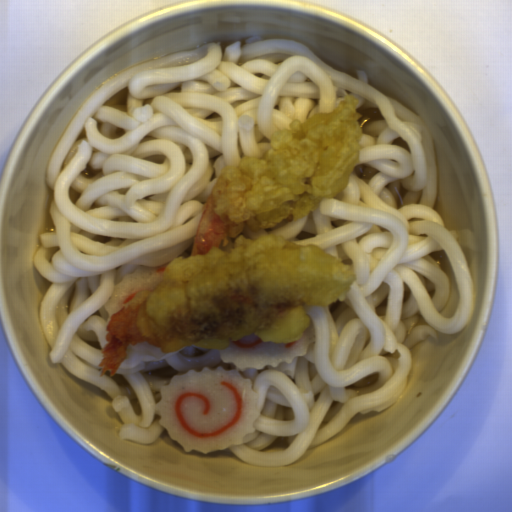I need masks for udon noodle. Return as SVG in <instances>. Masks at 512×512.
Segmentation results:
<instances>
[{
  "instance_id": "udon-noodle-1",
  "label": "udon noodle",
  "mask_w": 512,
  "mask_h": 512,
  "mask_svg": "<svg viewBox=\"0 0 512 512\" xmlns=\"http://www.w3.org/2000/svg\"><path fill=\"white\" fill-rule=\"evenodd\" d=\"M319 60L289 38L220 41L132 66L96 88L66 125L47 163L53 232L33 265L51 286L39 319L49 359L104 389L121 440L151 443L167 430L155 405L170 378L224 363L221 347L165 352L126 347L100 375L105 303L137 267L186 258L220 173L265 155L274 133L355 96L366 116L358 161L339 193L268 229L352 265V286L327 306H303L314 337L291 363L245 368L260 414L254 432L227 447L245 463L282 466L351 418L384 411L407 387L410 349L460 332L475 282L455 231L434 210L433 139L412 109Z\"/></svg>"
}]
</instances>
